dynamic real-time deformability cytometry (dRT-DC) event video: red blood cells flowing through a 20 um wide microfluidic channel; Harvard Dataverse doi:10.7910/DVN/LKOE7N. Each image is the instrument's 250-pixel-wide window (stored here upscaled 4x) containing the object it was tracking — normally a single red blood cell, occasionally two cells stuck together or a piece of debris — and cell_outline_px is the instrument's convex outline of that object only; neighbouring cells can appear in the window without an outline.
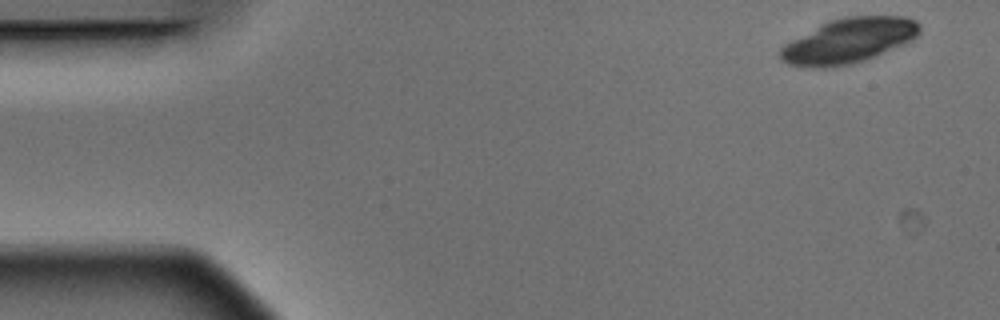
{"species": "Egyptian fruit bat (a non-hibernating species)", "species_latin": "Rousettus aegyptiacus", "temperature_condition": "warm", "stored_images_in_passage": 13, "camera_frame_rate_fps": 3000, "um_per_image_px": 0.085, "animal": {"sex": "male"}, "frame": {"image": 1, "passage_image": 1, "time_ms": 0.0, "image_size_px": [1000, 320], "cell_outline_px": [[920, 32], [912, 40], [864, 60], [848, 64], [824, 68], [812, 68], [788, 64], [780, 60], [780, 48], [784, 44], [828, 20], [844, 16], [908, 16], [916, 20], [920, 24]], "centroid_in_image_um": [72.13, 3.44], "position_along_channel_um": 12.9, "area_um2": 36.3}}
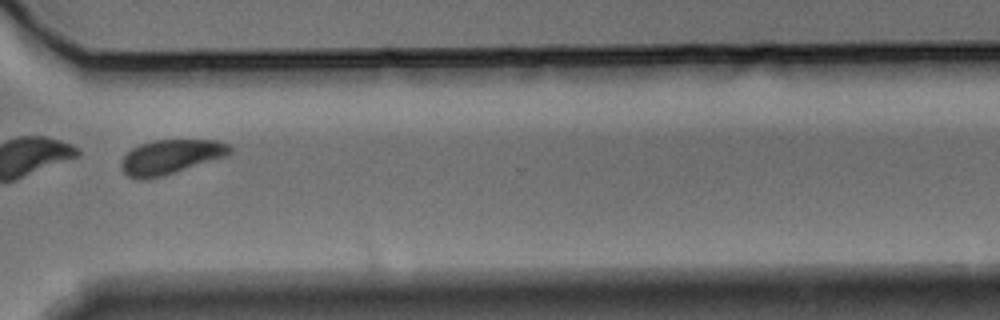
{"frame": {"image": 2, "passage_image": 11, "time_ms": 3.333, "image_size_px": [1000, 320], "cell_outline_px": [[232, 152], [228, 156], [160, 176], [144, 180], [128, 176], [120, 168], [120, 160], [132, 148], [140, 144], [156, 140], [220, 140], [232, 144]], "centroid_in_image_um": [14.54, 13.31], "position_along_channel_um": 356.1, "area_um2": 21.85}}